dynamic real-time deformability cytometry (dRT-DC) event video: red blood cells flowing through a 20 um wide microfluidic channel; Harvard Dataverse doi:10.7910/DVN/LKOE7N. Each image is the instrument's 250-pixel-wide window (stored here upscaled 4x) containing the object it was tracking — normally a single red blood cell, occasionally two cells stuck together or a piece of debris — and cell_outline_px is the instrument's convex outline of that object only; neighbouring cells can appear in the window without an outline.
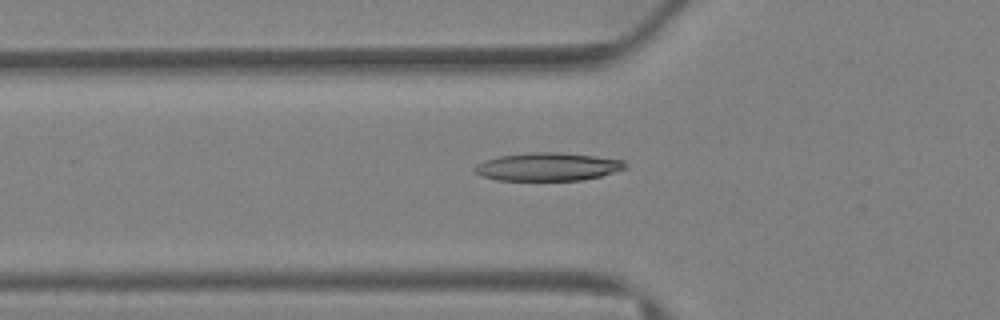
{"species": "Egyptian fruit bat (a non-hibernating species)", "species_latin": "Rousettus aegyptiacus", "temperature_condition": "warm", "stored_images_in_passage": 37, "segment_of_instrument_passage": [1, 2], "camera_frame_rate_fps": 3000, "um_per_image_px": 0.085, "animal": {"sex": "female"}, "frame": {"image": 1, "passage_image": 11, "time_ms": 3.333, "image_size_px": [1000, 320], "cell_outline_px": [[628, 168], [600, 176], [584, 180], [496, 180], [480, 176], [472, 172], [472, 168], [476, 164], [484, 160], [500, 156], [536, 152], [560, 152], [624, 160], [628, 164]], "centroid_in_image_um": [46.53, 14.18], "position_along_channel_um": 79.3, "area_um2": 24.8}}
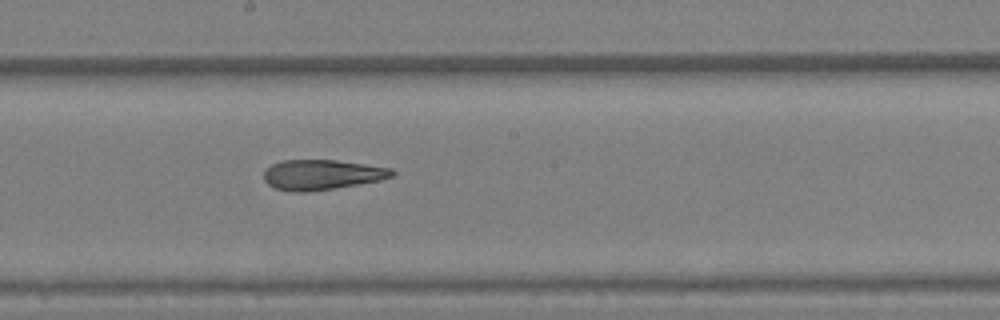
{"frame": {"image": 2, "passage_image": 19, "time_ms": 6.0, "image_size_px": [1000, 320], "cell_outline_px": [[396, 172], [392, 176], [380, 180], [308, 192], [292, 192], [276, 188], [268, 184], [264, 180], [264, 172], [272, 164], [284, 160], [336, 160], [392, 168]], "centroid_in_image_um": [27.35, 14.84], "position_along_channel_um": 220.8, "area_um2": 22.25}}
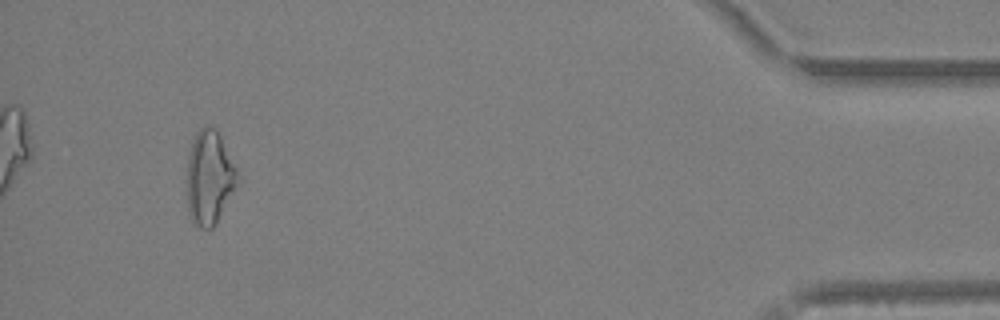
{"frame": {"image": 3, "passage_image": 34, "time_ms": 11.0, "image_size_px": [1000, 320], "cell_outline_px": [[240, 176], [216, 224], [212, 228], [200, 228], [192, 224], [188, 216], [188, 156], [192, 140], [196, 132], [200, 128], [216, 128]], "centroid_in_image_um": [17.78, 15.13], "position_along_channel_um": 417.4, "area_um2": 27.28}}